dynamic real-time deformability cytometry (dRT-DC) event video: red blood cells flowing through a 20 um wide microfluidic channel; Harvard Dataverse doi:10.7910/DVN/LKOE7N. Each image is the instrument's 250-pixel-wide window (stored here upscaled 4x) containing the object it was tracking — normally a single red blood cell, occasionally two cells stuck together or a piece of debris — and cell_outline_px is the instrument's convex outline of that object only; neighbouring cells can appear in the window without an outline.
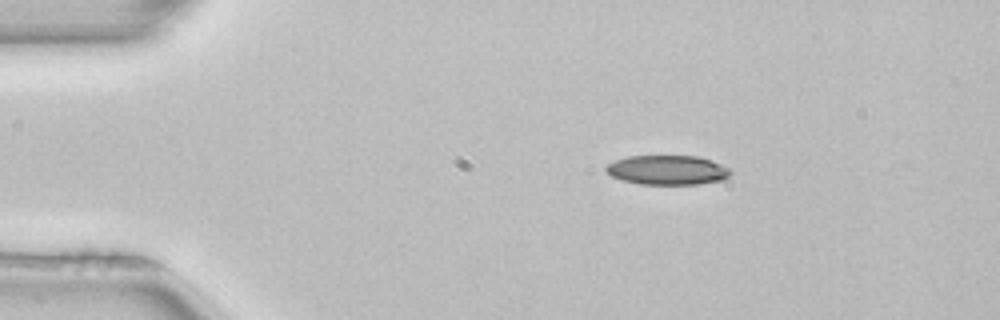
{"species": "common noctule bat (a hibernating species)", "species_latin": "Nyctalus noctula", "temperature_condition": "room temperature", "stored_images_in_passage": 3, "camera_frame_rate_fps": 3000, "um_per_image_px": 0.085, "animal": {"sex": "female", "body_mass_g": 22.7, "forearm_length_mm": 54.2}, "frame": {"image": 1, "passage_image": 1, "time_ms": 0.0, "image_size_px": [1000, 320], "cell_outline_px": [[732, 172], [724, 180], [696, 184], [640, 184], [620, 180], [612, 176], [604, 168], [608, 164], [616, 160], [628, 156], [696, 156], [712, 160], [728, 168]], "centroid_in_image_um": [56.73, 14.45], "position_along_channel_um": 28.3, "area_um2": 21.33}}
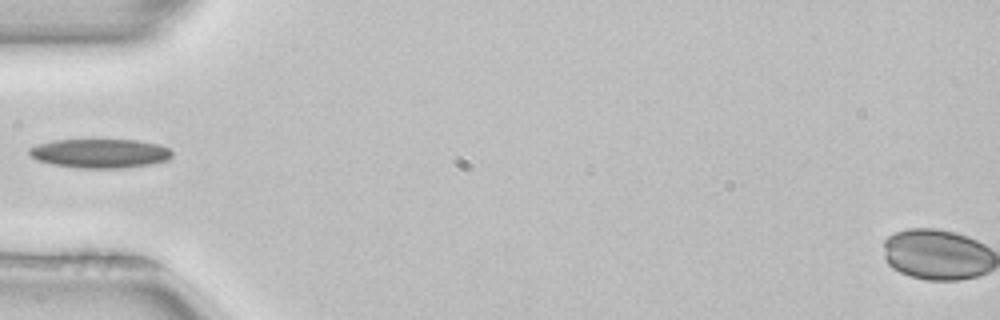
{"frame": {"image": 2, "passage_image": 3, "time_ms": 0.667, "image_size_px": [1000, 320], "cell_outline_px": [[172, 156], [168, 160], [152, 164], [124, 168], [76, 168], [52, 164], [36, 160], [28, 152], [28, 148], [36, 144], [52, 140], [136, 140], [160, 144], [168, 148], [172, 152]], "centroid_in_image_um": [8.49, 13.04], "position_along_channel_um": 76.5, "area_um2": 24.45}}